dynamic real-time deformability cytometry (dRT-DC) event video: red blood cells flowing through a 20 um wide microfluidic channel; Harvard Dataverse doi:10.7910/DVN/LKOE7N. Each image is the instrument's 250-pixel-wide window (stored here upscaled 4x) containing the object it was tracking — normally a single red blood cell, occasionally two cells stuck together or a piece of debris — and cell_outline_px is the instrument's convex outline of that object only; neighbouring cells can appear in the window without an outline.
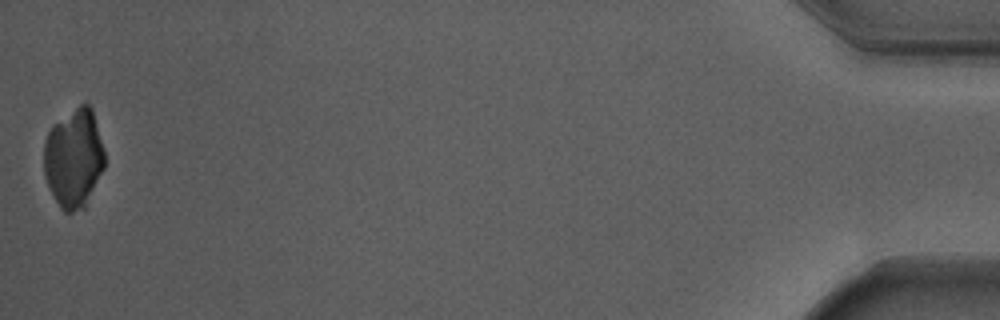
{"species": "Egyptian fruit bat (a non-hibernating species)", "species_latin": "Rousettus aegyptiacus", "temperature_condition": "warm", "stored_images_in_passage": 54, "camera_frame_rate_fps": 3000, "um_per_image_px": 0.085, "animal": {"sex": "male"}, "frame": {"image": 1, "passage_image": 54, "time_ms": 17.667, "image_size_px": [1000, 320], "cell_outline_px": [[104, 168], [84, 208], [72, 212], [64, 212], [60, 208], [48, 184], [44, 172], [44, 144], [48, 132], [52, 124], [80, 104], [88, 104], [92, 108], [104, 152]], "centroid_in_image_um": [6.26, 13.44], "position_along_channel_um": 428.9, "area_um2": 34.74}}